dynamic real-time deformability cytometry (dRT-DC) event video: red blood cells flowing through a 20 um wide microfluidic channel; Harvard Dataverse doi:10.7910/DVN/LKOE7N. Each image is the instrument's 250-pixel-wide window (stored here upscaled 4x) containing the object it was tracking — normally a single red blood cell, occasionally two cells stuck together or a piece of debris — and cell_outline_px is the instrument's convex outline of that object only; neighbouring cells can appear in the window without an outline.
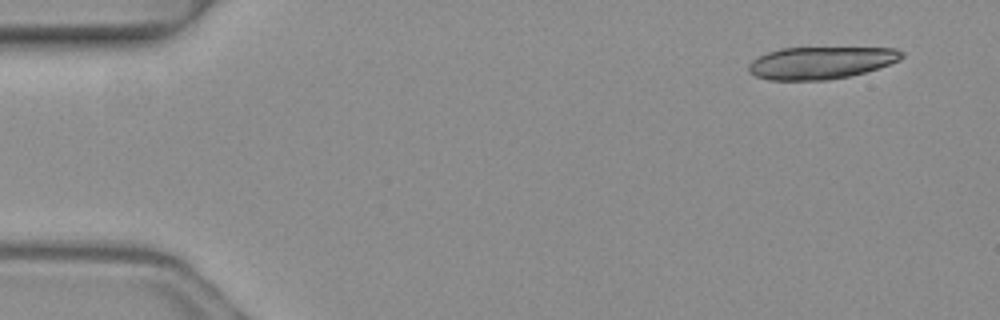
{"species": "common noctule bat (a hibernating species)", "species_latin": "Nyctalus noctula", "temperature_condition": "warm", "stored_images_in_passage": 4, "camera_frame_rate_fps": 3000, "um_per_image_px": 0.085, "animal": {"sex": "female", "body_mass_g": 19.3, "forearm_length_mm": 54.1}, "frame": {"image": 1, "passage_image": 1, "time_ms": 0.0, "image_size_px": [1000, 320], "cell_outline_px": [[904, 56], [900, 60], [864, 72], [848, 76], [828, 80], [768, 80], [756, 76], [748, 72], [748, 64], [756, 56], [780, 48], [896, 48], [904, 52]], "centroid_in_image_um": [69.72, 5.33], "position_along_channel_um": 15.3, "area_um2": 28.78}}